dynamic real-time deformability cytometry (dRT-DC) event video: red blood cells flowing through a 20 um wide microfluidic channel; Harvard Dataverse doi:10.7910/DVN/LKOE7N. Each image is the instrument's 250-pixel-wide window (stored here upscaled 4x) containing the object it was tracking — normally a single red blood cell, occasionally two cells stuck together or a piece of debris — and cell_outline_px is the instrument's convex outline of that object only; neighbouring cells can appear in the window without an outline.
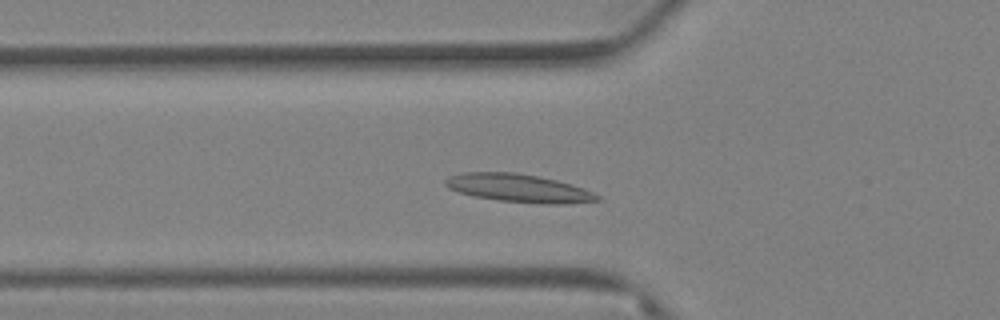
{"species": "Egyptian fruit bat (a non-hibernating species)", "species_latin": "Rousettus aegyptiacus", "temperature_condition": "warm", "stored_images_in_passage": 54, "camera_frame_rate_fps": 3000, "um_per_image_px": 0.085, "animal": {"sex": "female"}, "frame": {"image": 1, "passage_image": 8, "time_ms": 2.333, "image_size_px": [1000, 320], "cell_outline_px": [[604, 200], [564, 204], [544, 204], [500, 200], [476, 196], [460, 192], [448, 188], [444, 184], [444, 180], [448, 176], [460, 172], [516, 172], [556, 180], [572, 184], [584, 188], [600, 196]], "centroid_in_image_um": [44.1, 15.98], "position_along_channel_um": 81.7, "area_um2": 24.91}}
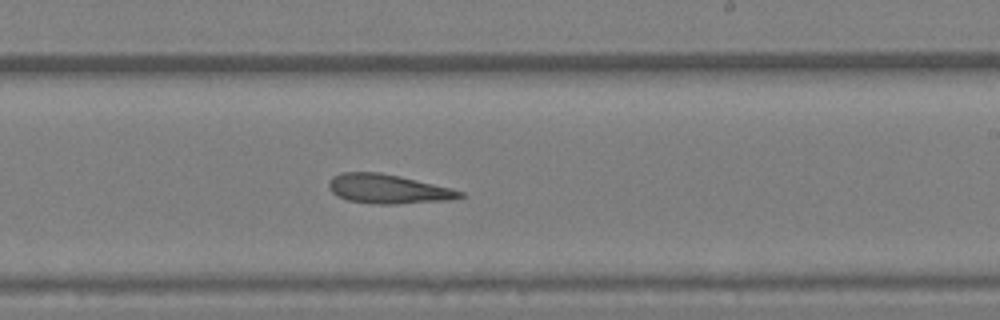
{"frame": {"image": 2, "passage_image": 26, "time_ms": 8.333, "image_size_px": [1000, 320], "cell_outline_px": [[464, 196], [452, 200], [396, 204], [376, 204], [348, 200], [336, 196], [328, 188], [328, 184], [332, 176], [340, 172], [380, 172], [400, 176], [452, 188], [464, 192]], "centroid_in_image_um": [32.98, 16.06], "position_along_channel_um": 256.0, "area_um2": 22.54}}
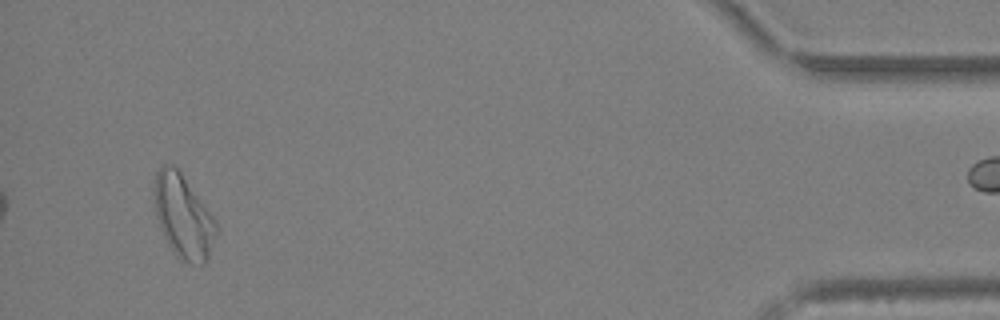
{"frame": {"image": 3, "passage_image": 50, "time_ms": 16.333, "image_size_px": [1000, 320], "cell_outline_px": [[220, 228], [208, 260], [204, 264], [192, 264], [176, 256], [172, 252], [160, 228], [156, 216], [152, 192], [152, 188], [156, 172], [164, 164], [172, 164], [180, 172], [212, 216]], "centroid_in_image_um": [15.56, 18.43], "position_along_channel_um": 419.6, "area_um2": 30.35}, "authors_computed_cell_mechanics": {"area_um2": 22.6865, "velocity_mm_per_s": 2.916, "shape_relaxation_time_tau1_ms": null, "shape_relaxation_time_tau2_ms": 8.1716, "deformation_change_tau1": null, "deformation_change_tau2": 0.1864}}